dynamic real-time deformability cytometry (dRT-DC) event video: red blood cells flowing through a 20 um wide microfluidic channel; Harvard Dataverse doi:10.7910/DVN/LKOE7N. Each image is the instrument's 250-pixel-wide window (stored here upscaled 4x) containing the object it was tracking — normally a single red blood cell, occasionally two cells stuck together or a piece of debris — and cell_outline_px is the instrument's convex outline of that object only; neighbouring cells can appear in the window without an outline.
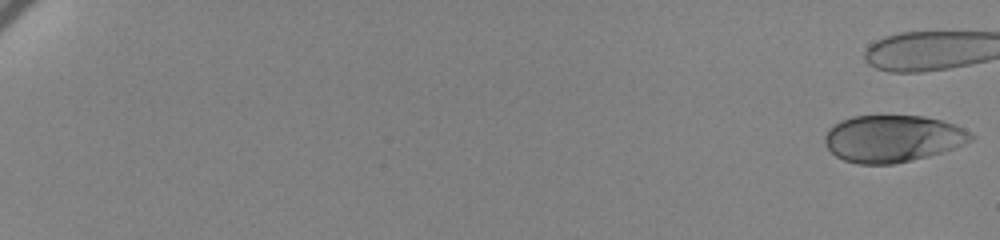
{"species": "human", "species_latin": "Homo sapiens", "temperature_condition": "cold", "stored_images_in_passage": 20, "camera_frame_rate_fps": 3000, "um_per_image_px": 0.085, "donor": {"sex": "female"}, "frame": {"image": 1, "passage_image": 1, "time_ms": 0.0, "image_size_px": [1000, 240], "cell_outline_px": [[976, 136], [972, 140], [952, 148], [928, 156], [892, 164], [860, 164], [844, 160], [836, 156], [824, 144], [824, 136], [828, 128], [840, 120], [852, 116], [924, 116], [956, 124], [972, 132]], "centroid_in_image_um": [75.86, 11.77], "position_along_channel_um": 9.1, "area_um2": 40.0}}